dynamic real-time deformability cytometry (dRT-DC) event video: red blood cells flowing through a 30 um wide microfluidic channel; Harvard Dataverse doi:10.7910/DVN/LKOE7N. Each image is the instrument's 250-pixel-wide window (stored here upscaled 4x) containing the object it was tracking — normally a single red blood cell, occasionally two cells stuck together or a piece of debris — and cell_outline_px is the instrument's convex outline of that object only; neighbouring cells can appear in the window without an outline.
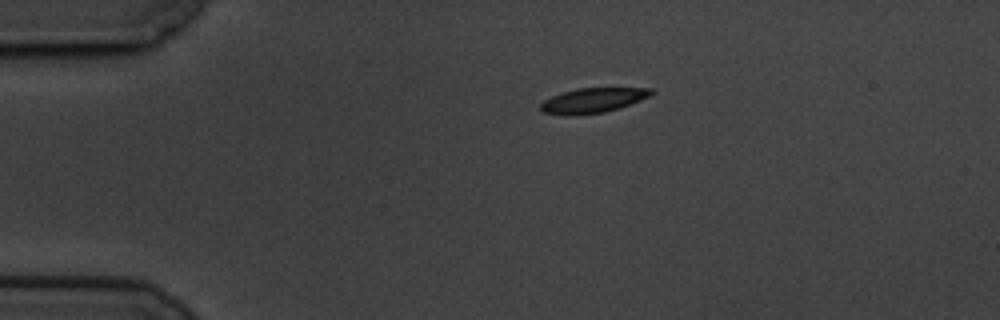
{"species": "common noctule bat (a hibernating species)", "species_latin": "Nyctalus noctula", "temperature_condition": "cold", "stored_images_in_passage": 49, "camera_frame_rate_fps": 3000, "um_per_image_px": 0.085, "animal": {"sex": "male", "body_mass_g": 19.5, "forearm_length_mm": 54.6}, "frame": {"image": 1, "passage_image": 1, "time_ms": 0.0, "image_size_px": [1000, 320], "cell_outline_px": [[656, 92], [640, 100], [620, 108], [604, 112], [544, 112], [540, 108], [540, 104], [544, 100], [552, 96], [576, 88], [652, 88]], "centroid_in_image_um": [50.5, 8.47], "position_along_channel_um": 34.5, "area_um2": 15.09}}
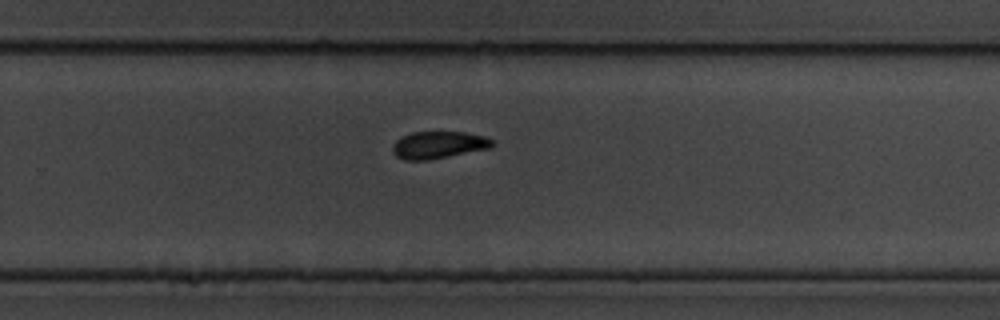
{"frame": {"image": 2, "passage_image": 28, "time_ms": 9.0, "image_size_px": [1000, 320], "cell_outline_px": [[496, 144], [488, 148], [428, 160], [404, 160], [396, 156], [392, 152], [392, 144], [400, 136], [412, 132], [464, 132], [484, 136], [492, 140]], "centroid_in_image_um": [37.21, 12.31], "position_along_channel_um": 292.6, "area_um2": 15.78}}
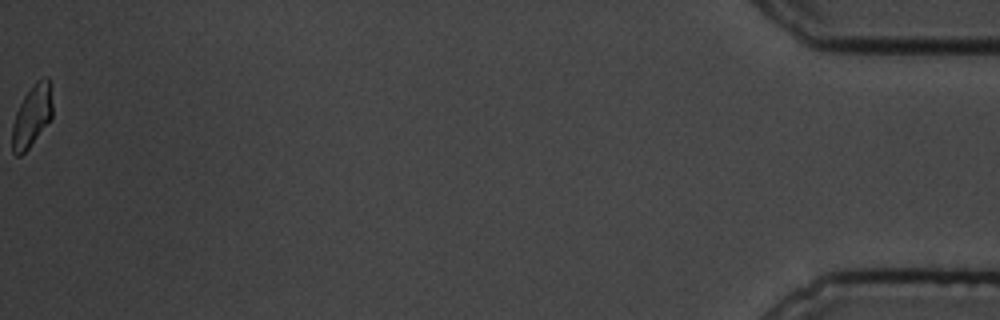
{"frame": {"image": 3, "passage_image": 49, "time_ms": 16.0, "image_size_px": [1000, 320], "cell_outline_px": [[52, 116], [28, 148], [20, 156], [16, 156], [12, 152], [12, 124], [16, 112], [24, 96], [32, 84], [36, 80], [44, 76], [48, 76], [52, 104]], "centroid_in_image_um": [2.69, 9.82], "position_along_channel_um": 432.5, "area_um2": 14.33}, "authors_computed_cell_mechanics": {"area_um2": 16.2996, "velocity_mm_per_s": 3.3621, "shape_relaxation_time_tau1_ms": 2.3466, "shape_relaxation_time_tau2_ms": 3.3531, "deformation_change_tau1": 0.0908, "deformation_change_tau2": 0.0614}}